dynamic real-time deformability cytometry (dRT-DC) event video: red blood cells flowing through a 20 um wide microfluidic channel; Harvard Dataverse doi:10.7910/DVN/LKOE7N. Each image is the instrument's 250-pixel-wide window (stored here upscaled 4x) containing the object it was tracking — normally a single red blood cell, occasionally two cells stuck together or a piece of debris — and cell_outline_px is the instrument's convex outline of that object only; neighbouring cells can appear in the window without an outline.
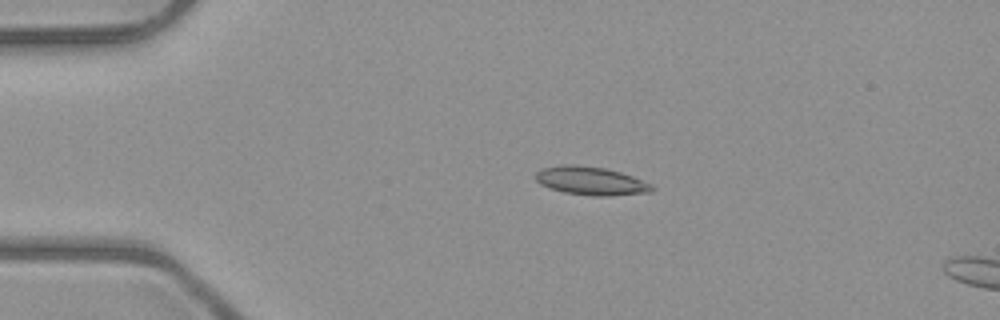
{"species": "common noctule bat (a hibernating species)", "species_latin": "Nyctalus noctula", "temperature_condition": "room temperature", "stored_images_in_passage": 5, "camera_frame_rate_fps": 3000, "um_per_image_px": 0.085, "animal": {"sex": "male", "body_mass_g": 23.1, "forearm_length_mm": 52.7}, "frame": {"image": 1, "passage_image": 4, "time_ms": 3.333, "image_size_px": [1000, 320], "cell_outline_px": [[656, 188], [652, 192], [608, 196], [592, 196], [564, 192], [540, 184], [536, 180], [536, 172], [544, 168], [560, 164], [576, 164], [604, 168], [620, 172], [632, 176], [652, 184]], "centroid_in_image_um": [50.25, 15.37], "position_along_channel_um": 34.7, "area_um2": 19.25}}